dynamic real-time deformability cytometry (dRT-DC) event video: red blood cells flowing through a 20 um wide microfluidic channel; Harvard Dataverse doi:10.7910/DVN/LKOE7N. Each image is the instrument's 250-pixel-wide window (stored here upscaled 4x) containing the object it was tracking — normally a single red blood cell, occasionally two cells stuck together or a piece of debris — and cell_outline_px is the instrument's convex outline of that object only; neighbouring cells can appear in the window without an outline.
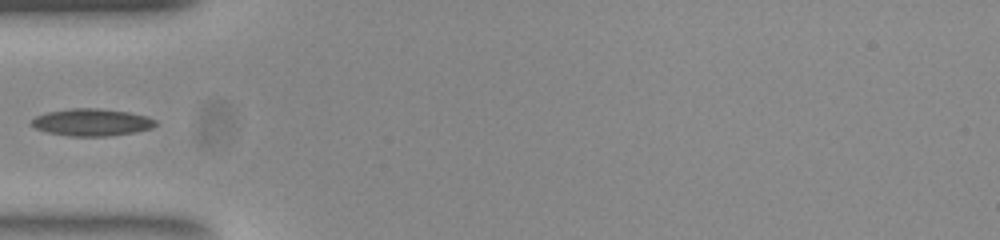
{"species": "common noctule bat (a hibernating species)", "species_latin": "Nyctalus noctula", "temperature_condition": "room temperature", "stored_images_in_passage": 5, "camera_frame_rate_fps": 3000, "um_per_image_px": 0.085, "animal": {"sex": "female", "body_mass_g": 23.0, "forearm_length_mm": 53.4}, "frame": {"image": 1, "passage_image": 1, "time_ms": 0.0, "image_size_px": [1000, 240], "cell_outline_px": [[156, 124], [152, 128], [136, 132], [108, 136], [68, 136], [48, 132], [36, 128], [28, 124], [36, 116], [48, 112], [72, 108], [100, 108], [128, 112], [148, 116], [156, 120]], "centroid_in_image_um": [7.81, 10.39], "position_along_channel_um": 77.2, "area_um2": 19.71}}